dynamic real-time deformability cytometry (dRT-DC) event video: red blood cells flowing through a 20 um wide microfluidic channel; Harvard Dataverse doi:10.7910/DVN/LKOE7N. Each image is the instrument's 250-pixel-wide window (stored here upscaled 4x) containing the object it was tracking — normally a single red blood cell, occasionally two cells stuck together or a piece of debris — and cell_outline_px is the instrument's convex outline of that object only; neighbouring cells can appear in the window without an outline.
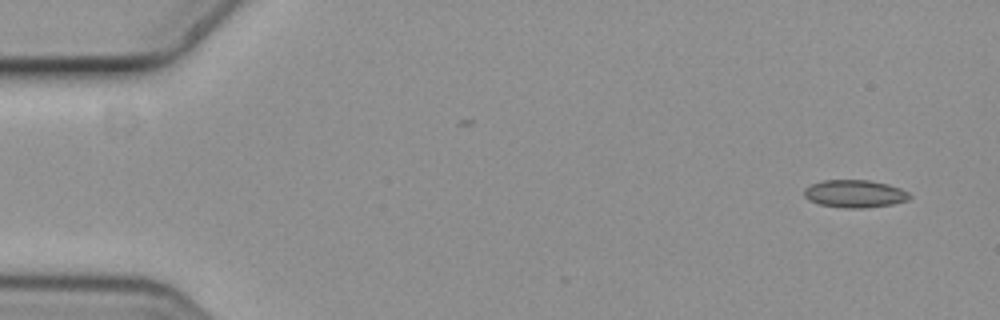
{"species": "common noctule bat (a hibernating species)", "species_latin": "Nyctalus noctula", "temperature_condition": "cold", "stored_images_in_passage": 3, "camera_frame_rate_fps": 3000, "um_per_image_px": 0.085, "animal": {"sex": "female", "body_mass_g": 19.3, "forearm_length_mm": 54.1}, "frame": {"image": 1, "passage_image": 3, "time_ms": 0.667, "image_size_px": [1000, 320], "cell_outline_px": [[912, 196], [908, 200], [892, 204], [864, 208], [848, 208], [820, 204], [808, 200], [804, 196], [804, 188], [812, 184], [824, 180], [868, 180], [888, 184], [900, 188], [908, 192]], "centroid_in_image_um": [72.66, 16.46], "position_along_channel_um": 12.3, "area_um2": 16.94}}